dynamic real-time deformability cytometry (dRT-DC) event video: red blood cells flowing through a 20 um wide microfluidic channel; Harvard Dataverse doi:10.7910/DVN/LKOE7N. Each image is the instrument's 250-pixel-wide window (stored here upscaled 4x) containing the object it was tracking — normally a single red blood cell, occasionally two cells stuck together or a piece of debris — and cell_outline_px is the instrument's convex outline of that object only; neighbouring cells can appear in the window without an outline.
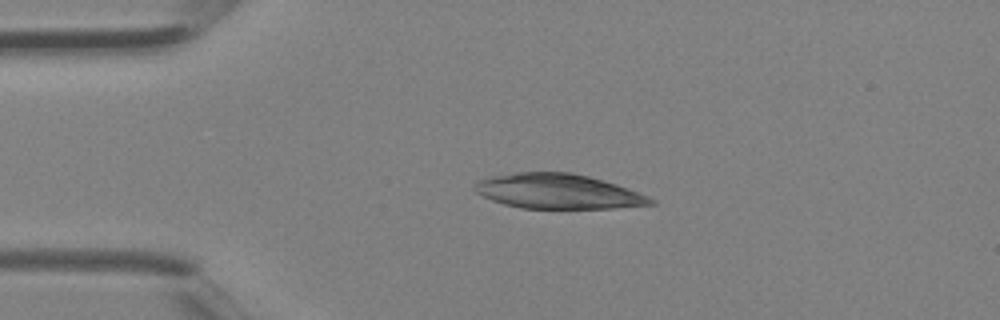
{"species": "Egyptian fruit bat (a non-hibernating species)", "species_latin": "Rousettus aegyptiacus", "temperature_condition": "room temperature", "stored_images_in_passage": 3, "camera_frame_rate_fps": 3000, "um_per_image_px": 0.085, "animal": {"sex": "female"}, "frame": {"image": 1, "passage_image": 2, "time_ms": 0.333, "image_size_px": [1000, 320], "cell_outline_px": [[656, 204], [612, 208], [520, 208], [504, 204], [492, 200], [476, 192], [476, 180], [488, 176], [516, 172], [572, 172], [604, 180], [628, 188], [648, 196], [656, 200]], "centroid_in_image_um": [47.43, 16.26], "position_along_channel_um": 37.6, "area_um2": 35.72}}
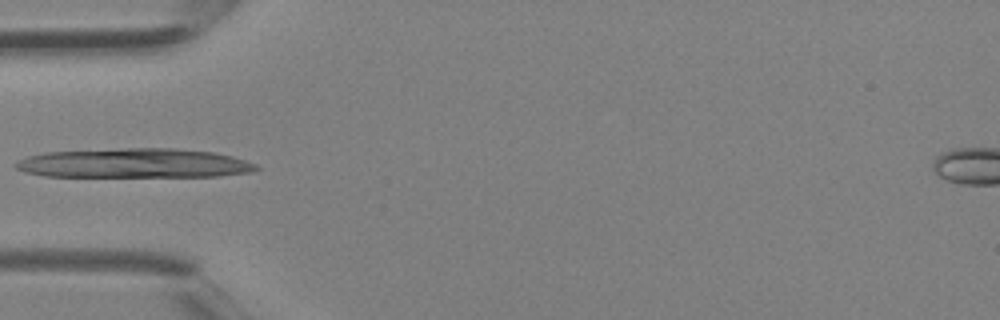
{"frame": {"image": 2, "passage_image": 3, "time_ms": 0.667, "image_size_px": [1000, 320], "cell_outline_px": [[260, 168], [252, 172], [220, 176], [44, 176], [24, 172], [16, 168], [12, 164], [28, 156], [44, 152], [120, 148], [176, 148], [212, 152], [232, 156], [256, 164]], "centroid_in_image_um": [11.4, 13.87], "position_along_channel_um": 73.6, "area_um2": 41.27}}